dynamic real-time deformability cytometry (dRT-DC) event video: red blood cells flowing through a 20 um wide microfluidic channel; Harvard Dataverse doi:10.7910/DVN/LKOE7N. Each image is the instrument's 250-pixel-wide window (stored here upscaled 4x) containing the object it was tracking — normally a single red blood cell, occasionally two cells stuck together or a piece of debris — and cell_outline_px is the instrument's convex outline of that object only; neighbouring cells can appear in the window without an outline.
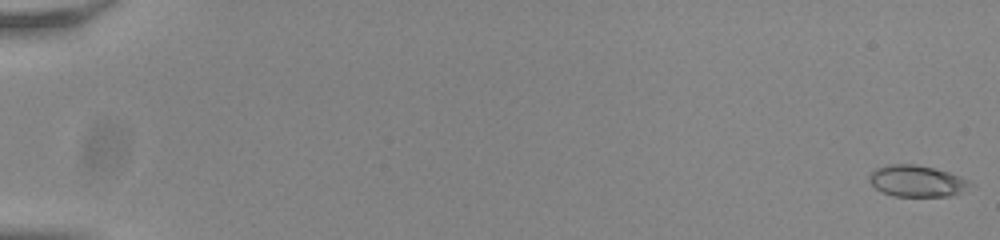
{"species": "common noctule bat (a hibernating species)", "species_latin": "Nyctalus noctula", "temperature_condition": "room temperature", "stored_images_in_passage": 56, "camera_frame_rate_fps": 3000, "um_per_image_px": 0.085, "animal": {"sex": "male", "body_mass_g": 20.0, "forearm_length_mm": 53.3}, "frame": {"image": 1, "passage_image": 1, "time_ms": 0.0, "image_size_px": [1000, 240], "cell_outline_px": [[976, 188], [948, 196], [896, 196], [884, 192], [876, 188], [868, 180], [868, 176], [876, 168], [888, 164], [916, 164], [948, 172], [960, 176], [976, 184]], "centroid_in_image_um": [78.01, 15.39], "position_along_channel_um": 7.0, "area_um2": 18.67}}
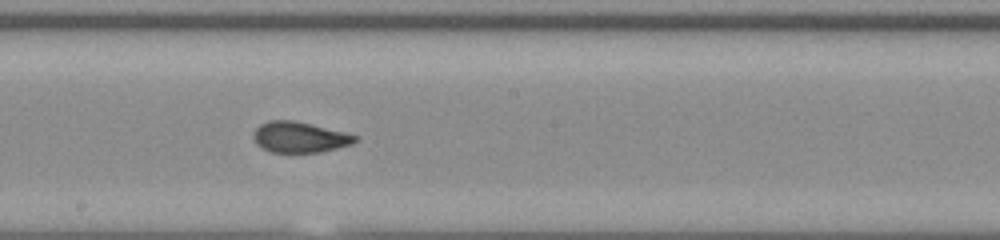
{"frame": {"image": 2, "passage_image": 33, "time_ms": 10.667, "image_size_px": [1000, 240], "cell_outline_px": [[360, 140], [352, 144], [320, 152], [268, 152], [260, 148], [256, 144], [252, 136], [252, 132], [260, 124], [268, 120], [292, 120], [360, 136]], "centroid_in_image_um": [25.43, 11.67], "position_along_channel_um": 222.8, "area_um2": 18.32}}
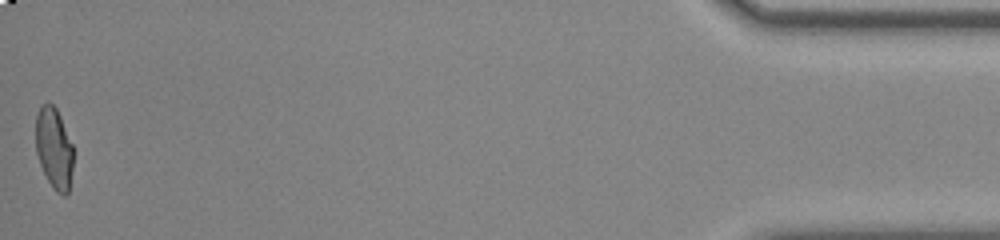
{"frame": {"image": 3, "passage_image": 56, "time_ms": 18.333, "image_size_px": [1000, 240], "cell_outline_px": [[72, 168], [68, 192], [64, 196], [56, 192], [52, 188], [40, 164], [36, 152], [36, 116], [40, 108], [48, 100], [56, 108], [60, 116], [72, 144]], "centroid_in_image_um": [4.58, 12.6], "position_along_channel_um": 430.6, "area_um2": 17.57}, "authors_computed_cell_mechanics": {"area_um2": 18.4382, "velocity_mm_per_s": 3.8115, "shape_relaxation_time_tau1_ms": null, "shape_relaxation_time_tau2_ms": 0.9603, "deformation_change_tau1": null, "deformation_change_tau2": 0.0617}}